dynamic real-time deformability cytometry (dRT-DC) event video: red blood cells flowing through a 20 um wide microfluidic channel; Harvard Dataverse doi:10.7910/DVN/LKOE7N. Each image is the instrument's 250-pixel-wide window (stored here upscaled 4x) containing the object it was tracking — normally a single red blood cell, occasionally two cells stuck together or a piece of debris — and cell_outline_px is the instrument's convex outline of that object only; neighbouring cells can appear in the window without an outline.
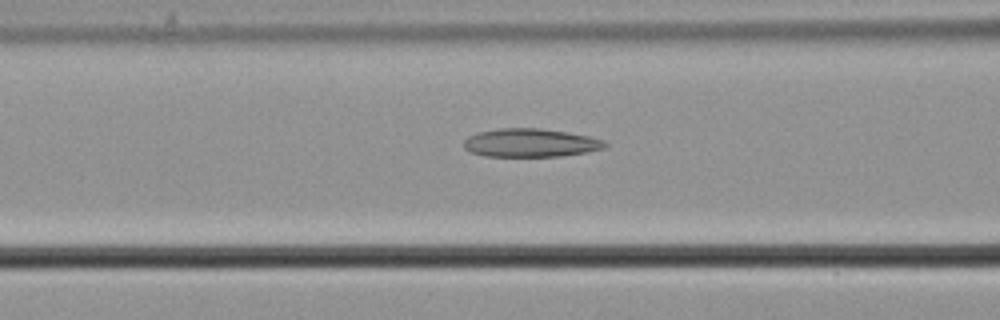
{"species": "common noctule bat (a hibernating species)", "species_latin": "Nyctalus noctula", "temperature_condition": "cold", "stored_images_in_passage": 43, "camera_frame_rate_fps": 3000, "um_per_image_px": 0.085, "animal": {"sex": "male", "body_mass_g": 21.5, "forearm_length_mm": 52.0}, "frame": {"image": 1, "passage_image": 17, "time_ms": 5.333, "image_size_px": [1000, 320], "cell_outline_px": [[608, 144], [604, 148], [584, 152], [560, 156], [484, 156], [472, 152], [464, 148], [464, 140], [468, 136], [476, 132], [500, 128], [540, 128], [568, 132], [588, 136], [604, 140]], "centroid_in_image_um": [45.07, 12.13], "position_along_channel_um": 121.5, "area_um2": 23.29}}
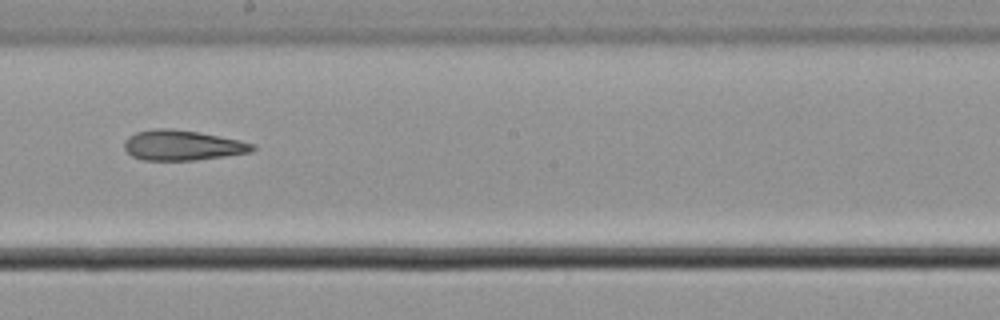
{"frame": {"image": 2, "passage_image": 26, "time_ms": 8.333, "image_size_px": [1000, 320], "cell_outline_px": [[256, 148], [252, 152], [224, 156], [192, 160], [144, 160], [132, 156], [124, 148], [124, 140], [128, 136], [136, 132], [152, 128], [172, 128], [200, 132], [240, 140], [256, 144]], "centroid_in_image_um": [15.5, 12.33], "position_along_channel_um": 232.7, "area_um2": 22.72}}
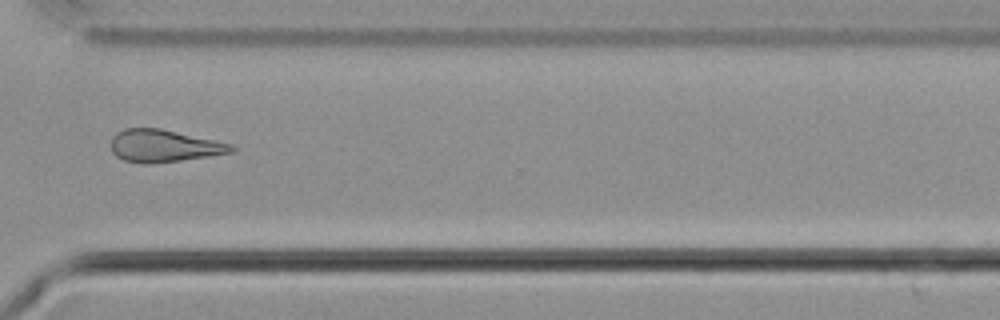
{"frame": {"image": 3, "passage_image": 36, "time_ms": 11.667, "image_size_px": [1000, 320], "cell_outline_px": [[236, 148], [232, 152], [208, 156], [180, 160], [148, 164], [144, 164], [124, 160], [116, 156], [112, 152], [112, 136], [116, 132], [124, 128], [160, 128], [216, 140], [232, 144]], "centroid_in_image_um": [13.91, 12.39], "position_along_channel_um": 356.7, "area_um2": 22.66}}